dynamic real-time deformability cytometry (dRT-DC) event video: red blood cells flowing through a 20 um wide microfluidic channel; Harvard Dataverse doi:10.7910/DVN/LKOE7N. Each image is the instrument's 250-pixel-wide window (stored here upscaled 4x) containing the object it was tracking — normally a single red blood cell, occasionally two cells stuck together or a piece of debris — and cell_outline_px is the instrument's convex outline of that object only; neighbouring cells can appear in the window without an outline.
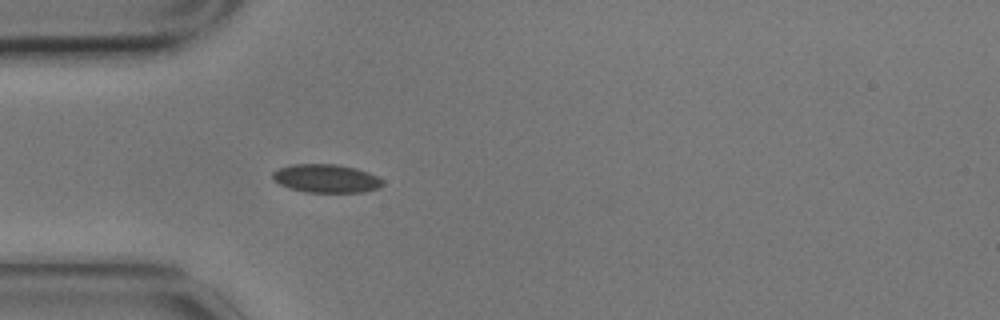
{"species": "common noctule bat (a hibernating species)", "species_latin": "Nyctalus noctula", "temperature_condition": "cold", "stored_images_in_passage": 1, "camera_frame_rate_fps": 3000, "um_per_image_px": 0.085, "animal": {"sex": "male", "body_mass_g": 17.9}, "frame": {"image": 1, "passage_image": 1, "time_ms": 0.0, "image_size_px": [1000, 320], "cell_outline_px": [[384, 184], [380, 188], [364, 192], [304, 192], [288, 188], [272, 180], [272, 172], [280, 168], [292, 164], [336, 164], [356, 168], [368, 172], [384, 180]], "centroid_in_image_um": [27.73, 15.17], "position_along_channel_um": 57.3, "area_um2": 18.38}}